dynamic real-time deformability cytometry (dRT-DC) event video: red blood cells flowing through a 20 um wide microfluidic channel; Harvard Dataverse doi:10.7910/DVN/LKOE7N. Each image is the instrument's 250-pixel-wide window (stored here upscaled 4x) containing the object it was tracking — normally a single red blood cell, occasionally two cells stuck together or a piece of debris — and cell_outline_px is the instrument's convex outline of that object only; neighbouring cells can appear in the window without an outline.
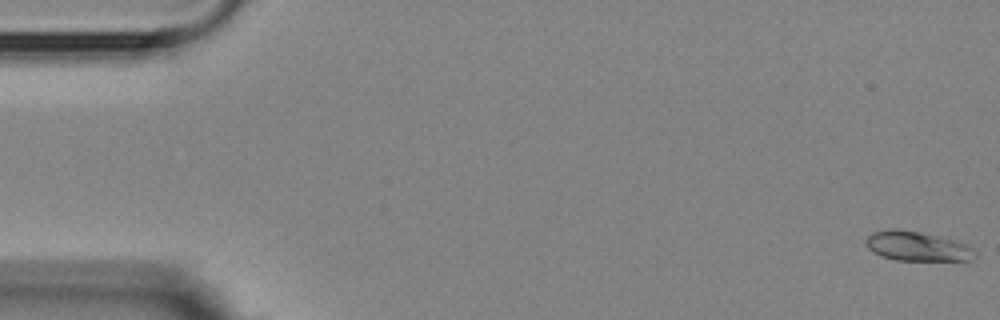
{"species": "Egyptian fruit bat (a non-hibernating species)", "species_latin": "Rousettus aegyptiacus", "temperature_condition": "room temperature", "stored_images_in_passage": 5, "camera_frame_rate_fps": 3000, "um_per_image_px": 0.085, "animal": {"sex": "female"}, "frame": {"image": 1, "passage_image": 1, "time_ms": 0.0, "image_size_px": [1000, 320], "cell_outline_px": [[976, 256], [968, 260], [896, 260], [884, 256], [868, 248], [864, 244], [864, 240], [872, 232], [896, 228], [916, 232], [952, 240], [964, 244], [972, 248]], "centroid_in_image_um": [77.9, 20.93], "position_along_channel_um": 7.1, "area_um2": 18.15}}